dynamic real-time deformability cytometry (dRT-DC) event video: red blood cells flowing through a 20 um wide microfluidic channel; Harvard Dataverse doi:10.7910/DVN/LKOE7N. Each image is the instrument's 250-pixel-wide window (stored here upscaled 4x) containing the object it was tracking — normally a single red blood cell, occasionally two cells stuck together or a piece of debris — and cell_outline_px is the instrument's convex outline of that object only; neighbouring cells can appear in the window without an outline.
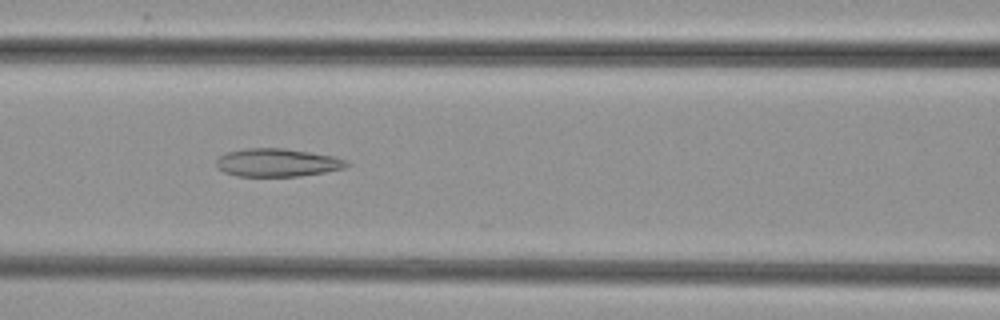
{"species": "common noctule bat (a hibernating species)", "species_latin": "Nyctalus noctula", "temperature_condition": "cold", "stored_images_in_passage": 27, "camera_frame_rate_fps": 3000, "um_per_image_px": 0.085, "animal": {"sex": "female", "body_mass_g": 29.2, "forearm_length_mm": 56.3}, "frame": {"image": 1, "passage_image": 8, "time_ms": 2.333, "image_size_px": [1000, 320], "cell_outline_px": [[352, 164], [344, 168], [324, 172], [300, 176], [236, 176], [224, 172], [216, 168], [216, 160], [220, 156], [228, 152], [248, 148], [284, 148], [332, 156], [344, 160]], "centroid_in_image_um": [23.54, 13.83], "position_along_channel_um": 143.1, "area_um2": 21.21}}
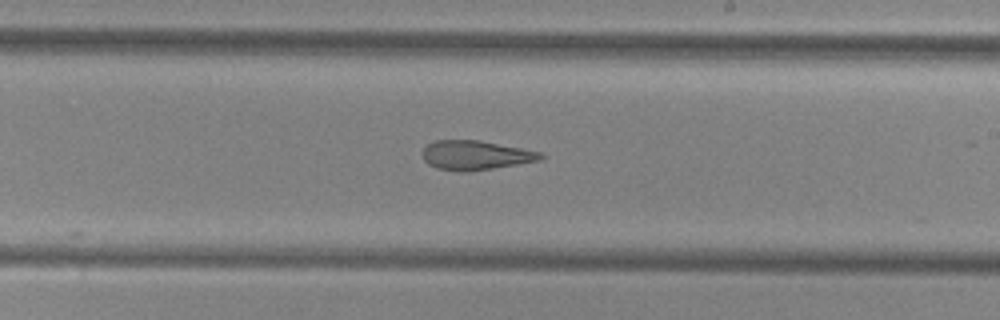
{"frame": {"image": 2, "passage_image": 16, "time_ms": 5.0, "image_size_px": [1000, 320], "cell_outline_px": [[544, 156], [540, 160], [468, 172], [456, 172], [436, 168], [428, 164], [424, 160], [424, 148], [428, 144], [436, 140], [480, 140], [540, 152]], "centroid_in_image_um": [40.39, 13.2], "position_along_channel_um": 248.6, "area_um2": 20.0}}
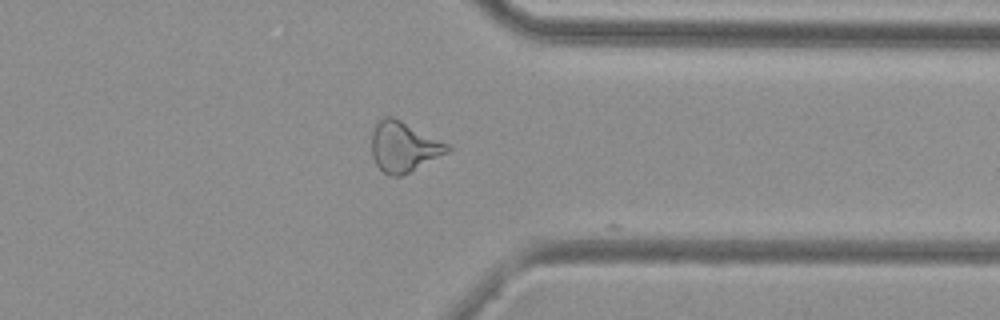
{"frame": {"image": 3, "passage_image": 26, "time_ms": 8.333, "image_size_px": [1000, 320], "cell_outline_px": [[452, 148], [448, 152], [400, 176], [388, 176], [376, 164], [372, 156], [372, 132], [376, 124], [384, 116], [392, 116], [448, 144]], "centroid_in_image_um": [34.28, 12.48], "position_along_channel_um": 377.1, "area_um2": 21.68}}